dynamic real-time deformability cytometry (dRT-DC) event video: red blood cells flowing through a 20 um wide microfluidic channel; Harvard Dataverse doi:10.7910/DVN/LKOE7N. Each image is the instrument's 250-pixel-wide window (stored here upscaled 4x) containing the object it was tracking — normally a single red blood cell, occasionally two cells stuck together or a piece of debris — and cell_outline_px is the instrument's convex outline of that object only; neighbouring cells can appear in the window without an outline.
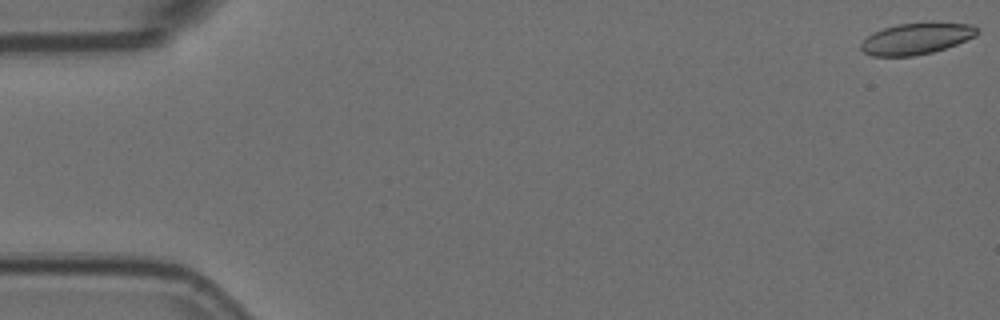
{"species": "Egyptian fruit bat (a non-hibernating species)", "species_latin": "Rousettus aegyptiacus", "temperature_condition": "room temperature", "stored_images_in_passage": 6, "camera_frame_rate_fps": 3000, "um_per_image_px": 0.085, "animal": {"sex": "female"}, "frame": {"image": 1, "passage_image": 1, "time_ms": 0.0, "image_size_px": [1000, 320], "cell_outline_px": [[980, 32], [976, 36], [956, 44], [932, 52], [912, 56], [872, 56], [864, 52], [860, 48], [860, 44], [872, 32], [896, 24], [972, 24], [980, 28]], "centroid_in_image_um": [77.88, 3.3], "position_along_channel_um": 7.1, "area_um2": 20.81}}